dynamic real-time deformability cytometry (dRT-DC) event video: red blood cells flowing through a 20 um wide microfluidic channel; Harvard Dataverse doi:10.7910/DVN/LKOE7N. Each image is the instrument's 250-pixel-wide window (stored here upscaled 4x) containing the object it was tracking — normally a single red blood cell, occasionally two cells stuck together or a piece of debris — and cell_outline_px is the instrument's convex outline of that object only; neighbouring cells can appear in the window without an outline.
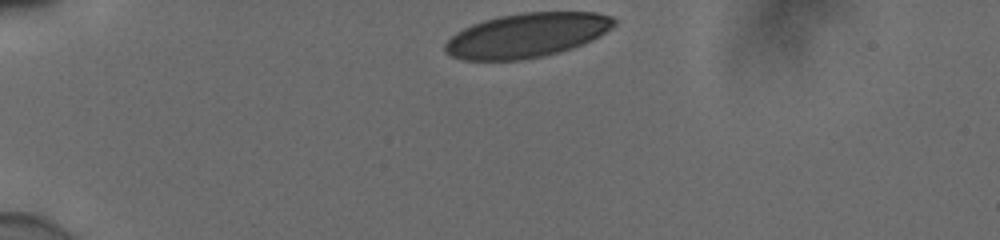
{"species": "human", "species_latin": "Homo sapiens", "temperature_condition": "cold", "stored_images_in_passage": 33, "camera_frame_rate_fps": 3000, "um_per_image_px": 0.085, "donor": {"sex": "male"}, "frame": {"image": 1, "passage_image": 1, "time_ms": 0.0, "image_size_px": [1000, 240], "cell_outline_px": [[616, 24], [592, 40], [572, 48], [544, 56], [520, 60], [464, 60], [452, 56], [444, 52], [444, 44], [456, 32], [472, 24], [484, 20], [500, 16], [520, 12], [596, 12], [612, 16], [616, 20]], "centroid_in_image_um": [44.77, 2.99], "position_along_channel_um": 40.2, "area_um2": 43.64}}
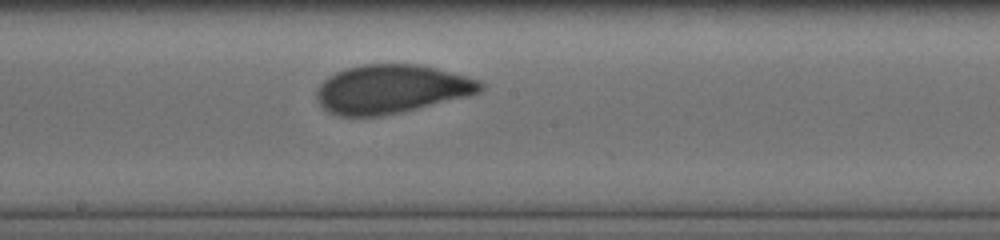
{"frame": {"image": 2, "passage_image": 19, "time_ms": 6.0, "image_size_px": [1000, 240], "cell_outline_px": [[484, 88], [480, 92], [468, 96], [400, 112], [380, 116], [340, 116], [328, 112], [316, 100], [316, 88], [328, 76], [344, 68], [364, 64], [420, 64], [468, 76], [480, 80], [484, 84]], "centroid_in_image_um": [33.25, 7.56], "position_along_channel_um": 214.9, "area_um2": 46.64}}
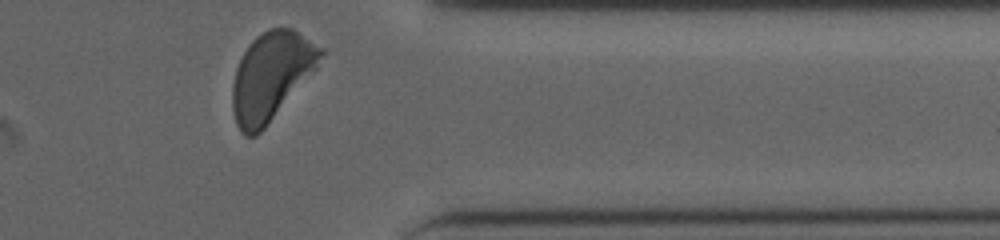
{"frame": {"image": 3, "passage_image": 33, "time_ms": 10.667, "image_size_px": [1000, 240], "cell_outline_px": [[324, 52], [316, 68], [264, 128], [256, 136], [244, 136], [240, 132], [236, 124], [232, 108], [232, 84], [236, 68], [244, 52], [252, 40], [256, 36], [268, 28], [292, 28], [324, 48]], "centroid_in_image_um": [23.03, 6.47], "position_along_channel_um": 388.4, "area_um2": 44.8}, "authors_computed_cell_mechanics": {"area_um2": 46.0088, "velocity_mm_per_s": 3.8617, "shape_relaxation_time_tau1_ms": 3.4649, "shape_relaxation_time_tau2_ms": null, "deformation_change_tau1": 0.1468, "deformation_change_tau2": null}}